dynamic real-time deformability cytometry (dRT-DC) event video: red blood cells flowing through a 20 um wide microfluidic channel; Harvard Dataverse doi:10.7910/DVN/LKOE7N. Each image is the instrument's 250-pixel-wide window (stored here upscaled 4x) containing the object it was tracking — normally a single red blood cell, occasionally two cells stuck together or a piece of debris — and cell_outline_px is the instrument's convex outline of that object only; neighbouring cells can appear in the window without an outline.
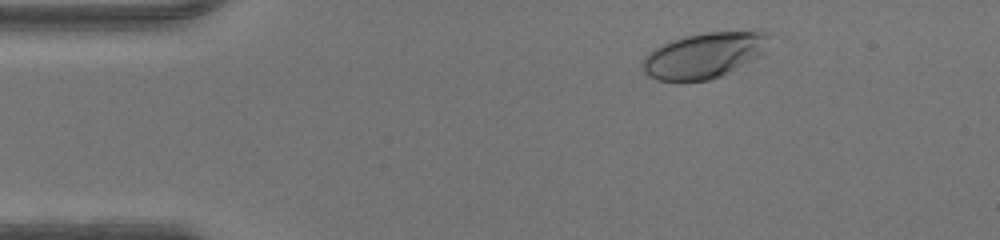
{"species": "human", "species_latin": "Homo sapiens", "temperature_condition": "warm", "stored_images_in_passage": 44, "camera_frame_rate_fps": 3000, "um_per_image_px": 0.085, "donor": {"sex": "male"}, "frame": {"image": 1, "passage_image": 4, "time_ms": 1.0, "image_size_px": [1000, 240], "cell_outline_px": [[768, 52], [764, 56], [720, 76], [708, 80], [684, 84], [656, 80], [648, 76], [644, 72], [640, 64], [644, 56], [648, 52], [660, 44], [684, 36], [708, 32], [768, 32]], "centroid_in_image_um": [59.81, 4.75], "position_along_channel_um": 25.2, "area_um2": 34.56}}
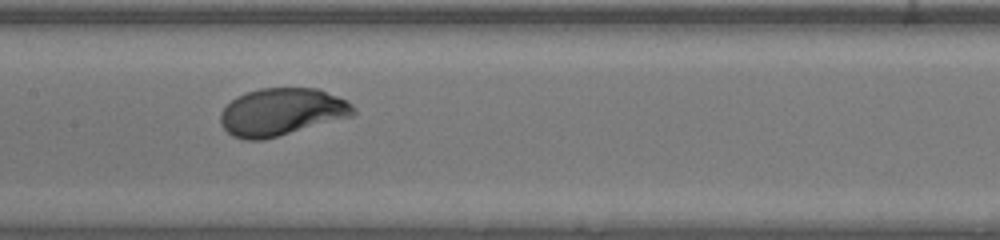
{"frame": {"image": 2, "passage_image": 20, "time_ms": 6.333, "image_size_px": [1000, 240], "cell_outline_px": [[356, 112], [352, 116], [264, 140], [244, 140], [232, 136], [220, 124], [220, 112], [236, 96], [260, 88], [320, 88], [352, 104], [356, 108]], "centroid_in_image_um": [23.93, 9.52], "position_along_channel_um": 183.5, "area_um2": 36.76}}
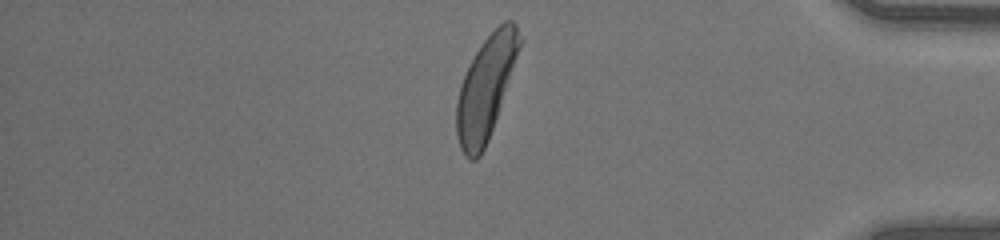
{"frame": {"image": 3, "passage_image": 37, "time_ms": 12.0, "image_size_px": [1000, 240], "cell_outline_px": [[524, 40], [488, 140], [480, 156], [476, 160], [468, 160], [464, 156], [460, 148], [456, 136], [456, 100], [460, 84], [476, 52], [484, 40], [504, 20], [512, 20], [516, 24]], "centroid_in_image_um": [41.3, 7.47], "position_along_channel_um": 393.9, "area_um2": 37.69}}